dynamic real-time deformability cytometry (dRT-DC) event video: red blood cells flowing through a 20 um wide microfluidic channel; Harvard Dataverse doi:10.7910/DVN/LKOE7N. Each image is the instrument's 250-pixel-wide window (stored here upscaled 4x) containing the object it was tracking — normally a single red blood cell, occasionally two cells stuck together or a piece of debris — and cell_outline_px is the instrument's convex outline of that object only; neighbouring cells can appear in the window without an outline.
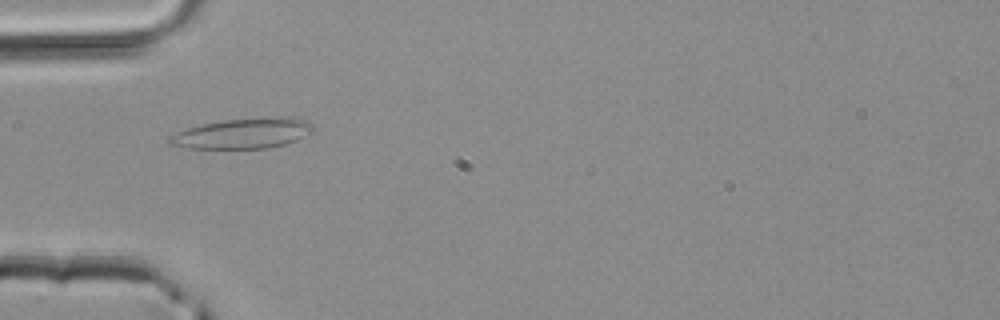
{"species": "common noctule bat (a hibernating species)", "species_latin": "Nyctalus noctula", "temperature_condition": "room temperature", "stored_images_in_passage": 1, "camera_frame_rate_fps": 3000, "um_per_image_px": 0.085, "animal": {"sex": "male", "body_mass_g": 20.4}, "frame": {"image": 1, "passage_image": 1, "time_ms": 0.0, "image_size_px": [1000, 320], "cell_outline_px": [[312, 132], [296, 140], [284, 144], [268, 148], [188, 148], [168, 144], [168, 136], [176, 132], [188, 128], [204, 124], [224, 120], [264, 116], [296, 116], [312, 124]], "centroid_in_image_um": [20.67, 11.32], "position_along_channel_um": 64.3, "area_um2": 25.55}}